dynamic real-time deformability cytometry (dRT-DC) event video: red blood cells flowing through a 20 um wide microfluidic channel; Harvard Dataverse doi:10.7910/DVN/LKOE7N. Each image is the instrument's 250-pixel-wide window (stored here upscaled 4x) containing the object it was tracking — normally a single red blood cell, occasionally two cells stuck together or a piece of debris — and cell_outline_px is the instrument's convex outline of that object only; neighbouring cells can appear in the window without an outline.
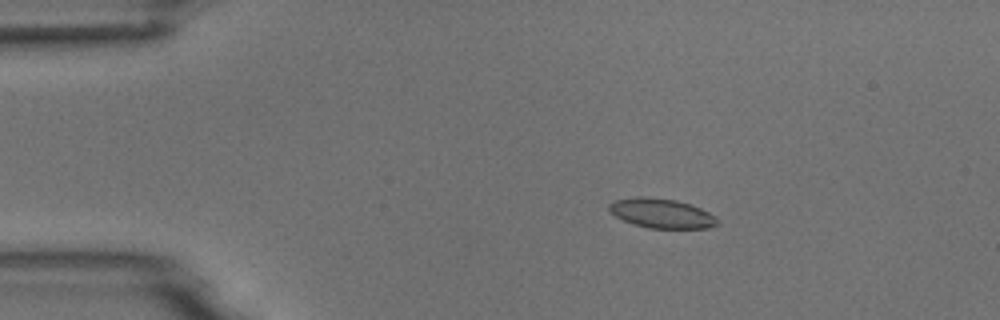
{"species": "common noctule bat (a hibernating species)", "species_latin": "Nyctalus noctula", "temperature_condition": "room temperature", "stored_images_in_passage": 4, "camera_frame_rate_fps": 3000, "um_per_image_px": 0.085, "animal": {"sex": "male", "body_mass_g": 18.8}, "frame": {"image": 1, "passage_image": 2, "time_ms": 1.333, "image_size_px": [1000, 320], "cell_outline_px": [[720, 224], [708, 228], [648, 228], [624, 220], [616, 216], [608, 208], [608, 204], [616, 200], [636, 196], [644, 196], [676, 200], [700, 208], [716, 216]], "centroid_in_image_um": [56.26, 18.13], "position_along_channel_um": 28.7, "area_um2": 18.5}}